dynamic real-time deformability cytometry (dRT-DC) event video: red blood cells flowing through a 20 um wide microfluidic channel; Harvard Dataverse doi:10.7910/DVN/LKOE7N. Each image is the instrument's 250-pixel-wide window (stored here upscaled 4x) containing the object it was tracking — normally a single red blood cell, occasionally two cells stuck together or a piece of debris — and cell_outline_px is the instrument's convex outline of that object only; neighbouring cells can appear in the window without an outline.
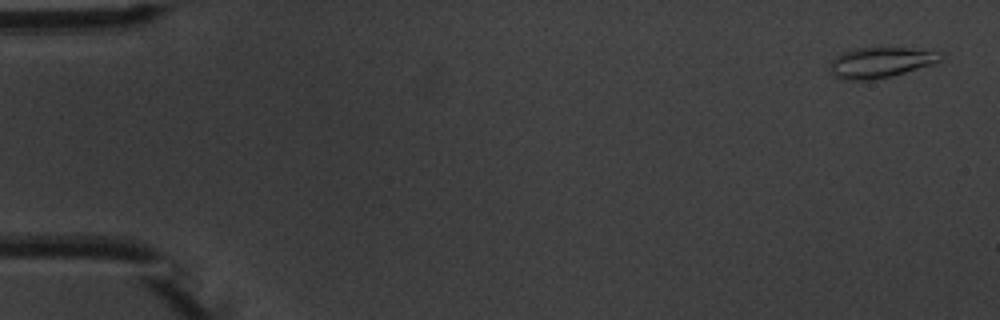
{"species": "common noctule bat (a hibernating species)", "species_latin": "Nyctalus noctula", "temperature_condition": "warm", "stored_images_in_passage": 4, "camera_frame_rate_fps": 3000, "um_per_image_px": 0.085, "animal": {"sex": "male", "body_mass_g": 20.1, "forearm_length_mm": 53.5}, "frame": {"image": 1, "passage_image": 1, "time_ms": 0.0, "image_size_px": [1000, 320], "cell_outline_px": [[944, 56], [940, 60], [932, 64], [892, 76], [864, 80], [840, 80], [832, 72], [828, 64], [840, 52], [860, 48], [908, 48], [940, 52]], "centroid_in_image_um": [74.81, 5.31], "position_along_channel_um": 10.2, "area_um2": 19.48}}
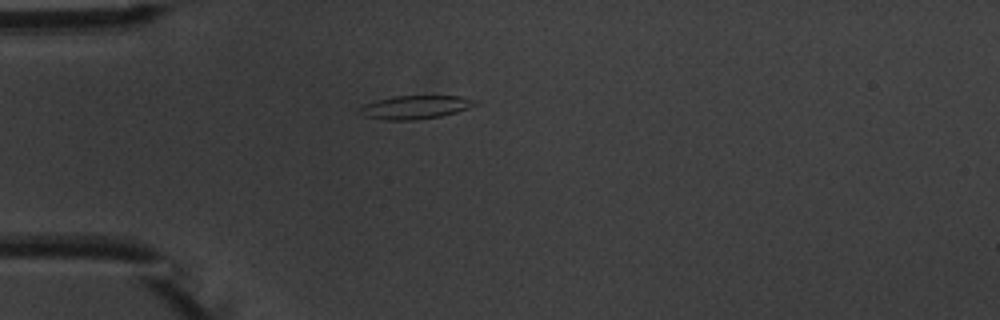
{"frame": {"image": 2, "passage_image": 4, "time_ms": 4.333, "image_size_px": [1000, 320], "cell_outline_px": [[480, 104], [456, 112], [440, 116], [416, 120], [388, 120], [364, 116], [356, 112], [356, 108], [364, 104], [376, 100], [392, 96], [460, 96], [476, 100]], "centroid_in_image_um": [35.25, 9.11], "position_along_channel_um": 49.7, "area_um2": 15.95}}